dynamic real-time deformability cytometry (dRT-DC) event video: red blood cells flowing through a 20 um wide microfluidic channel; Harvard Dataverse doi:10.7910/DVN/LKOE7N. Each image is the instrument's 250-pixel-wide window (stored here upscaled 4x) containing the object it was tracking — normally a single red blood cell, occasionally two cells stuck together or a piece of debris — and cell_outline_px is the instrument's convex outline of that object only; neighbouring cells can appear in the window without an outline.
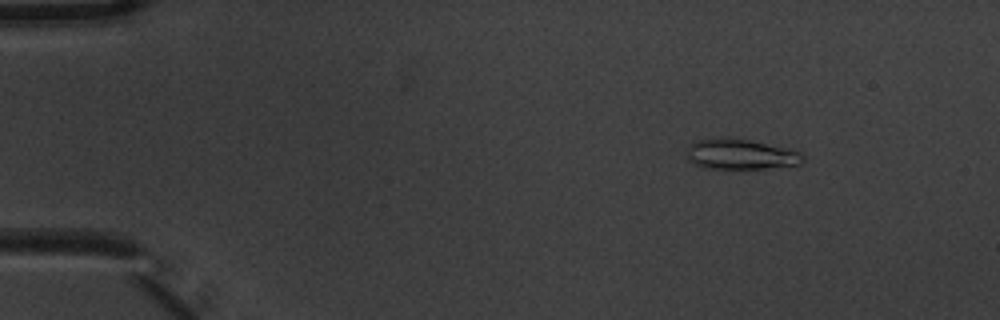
{"species": "common noctule bat (a hibernating species)", "species_latin": "Nyctalus noctula", "temperature_condition": "warm", "stored_images_in_passage": 5, "camera_frame_rate_fps": 3000, "um_per_image_px": 0.085, "animal": {"sex": "male", "body_mass_g": 20.1, "forearm_length_mm": 53.5}, "frame": {"image": 1, "passage_image": 2, "time_ms": 0.333, "image_size_px": [1000, 320], "cell_outline_px": [[804, 160], [800, 164], [768, 168], [700, 168], [692, 164], [688, 160], [688, 144], [696, 140], [748, 140], [788, 148], [804, 152]], "centroid_in_image_um": [62.99, 13.15], "position_along_channel_um": 22.0, "area_um2": 20.11}}
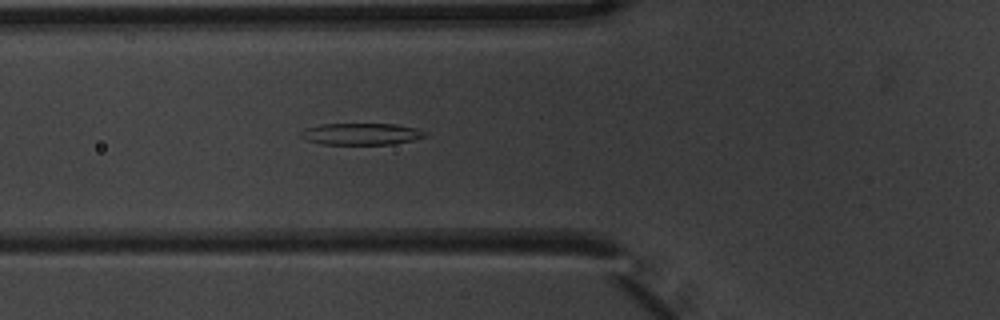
{"frame": {"image": 2, "passage_image": 5, "time_ms": 1.333, "image_size_px": [1000, 320], "cell_outline_px": [[428, 132], [424, 136], [412, 140], [392, 144], [324, 144], [308, 140], [300, 136], [300, 132], [308, 128], [324, 124], [396, 124], [416, 128]], "centroid_in_image_um": [30.74, 11.38], "position_along_channel_um": 95.1, "area_um2": 15.43}}